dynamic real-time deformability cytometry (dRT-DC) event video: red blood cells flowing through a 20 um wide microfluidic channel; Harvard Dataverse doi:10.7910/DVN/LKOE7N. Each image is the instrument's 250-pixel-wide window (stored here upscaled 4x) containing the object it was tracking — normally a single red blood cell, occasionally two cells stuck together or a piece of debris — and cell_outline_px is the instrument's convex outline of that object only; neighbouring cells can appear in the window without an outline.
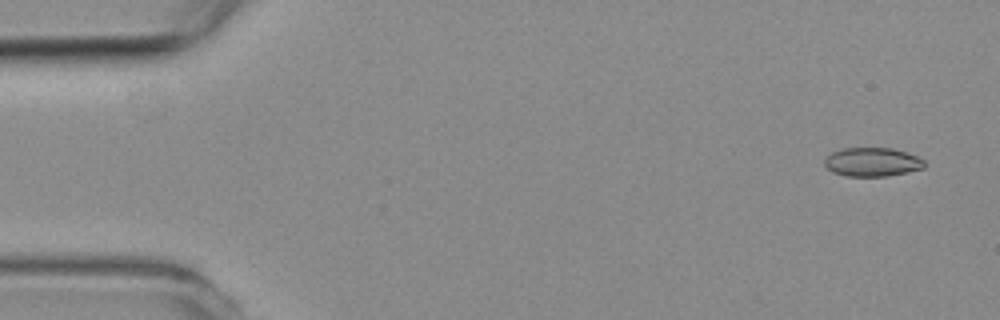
{"species": "common noctule bat (a hibernating species)", "species_latin": "Nyctalus noctula", "temperature_condition": "room temperature", "stored_images_in_passage": 2, "camera_frame_rate_fps": 3000, "um_per_image_px": 0.085, "animal": {"sex": "female", "body_mass_g": 19.3, "forearm_length_mm": 54.1}, "frame": {"image": 1, "passage_image": 2, "time_ms": 1.333, "image_size_px": [1000, 320], "cell_outline_px": [[924, 168], [908, 172], [884, 176], [844, 176], [832, 172], [824, 164], [824, 160], [832, 152], [844, 148], [892, 148], [916, 156], [924, 160]], "centroid_in_image_um": [74.12, 13.78], "position_along_channel_um": 10.9, "area_um2": 16.65}}